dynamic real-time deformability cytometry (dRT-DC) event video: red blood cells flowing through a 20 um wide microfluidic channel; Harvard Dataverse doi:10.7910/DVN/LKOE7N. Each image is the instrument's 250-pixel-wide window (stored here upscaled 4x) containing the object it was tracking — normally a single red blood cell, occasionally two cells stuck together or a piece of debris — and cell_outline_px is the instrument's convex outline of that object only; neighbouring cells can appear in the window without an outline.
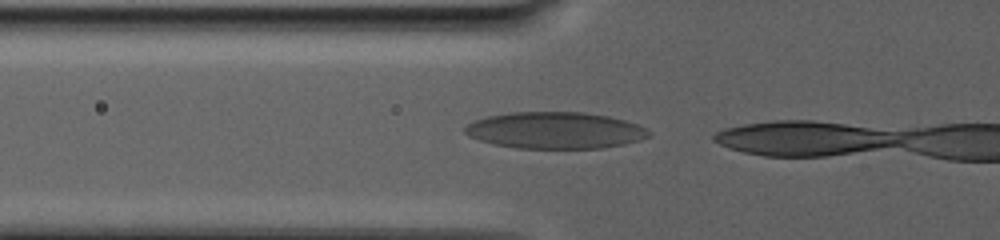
{"species": "human", "species_latin": "Homo sapiens", "temperature_condition": "warm", "stored_images_in_passage": 9, "camera_frame_rate_fps": 3000, "um_per_image_px": 0.085, "donor": {"sex": "male"}, "frame": {"image": 1, "passage_image": 3, "time_ms": 0.333, "image_size_px": [1000, 240], "cell_outline_px": [[652, 136], [640, 140], [624, 144], [600, 148], [516, 148], [492, 144], [468, 136], [464, 132], [464, 128], [468, 124], [476, 120], [488, 116], [512, 112], [584, 112], [608, 116], [624, 120], [636, 124], [652, 132]], "centroid_in_image_um": [47.19, 11.08], "position_along_channel_um": 78.6, "area_um2": 39.25}}